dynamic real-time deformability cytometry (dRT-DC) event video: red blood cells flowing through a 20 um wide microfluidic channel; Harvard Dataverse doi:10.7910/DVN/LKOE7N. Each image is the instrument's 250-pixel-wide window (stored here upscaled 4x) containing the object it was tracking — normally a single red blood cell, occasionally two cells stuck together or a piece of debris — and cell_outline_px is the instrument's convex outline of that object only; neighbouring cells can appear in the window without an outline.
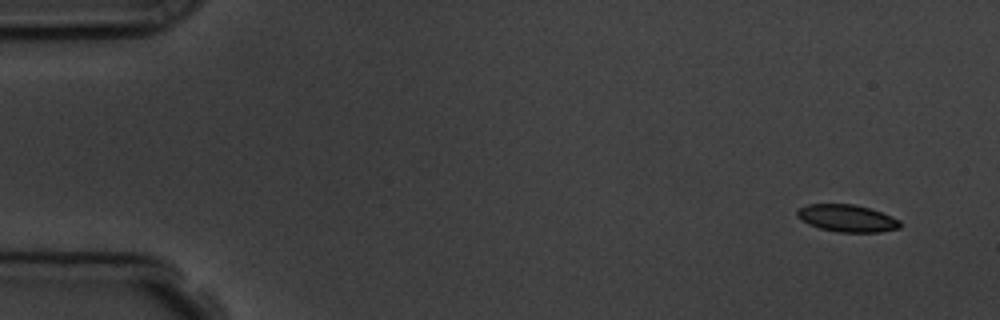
{"species": "common noctule bat (a hibernating species)", "species_latin": "Nyctalus noctula", "temperature_condition": "room temperature", "stored_images_in_passage": 5, "camera_frame_rate_fps": 3000, "um_per_image_px": 0.085, "animal": {"sex": "male", "body_mass_g": 19.5, "forearm_length_mm": 54.6}, "frame": {"image": 1, "passage_image": 1, "time_ms": 0.0, "image_size_px": [1000, 320], "cell_outline_px": [[900, 228], [880, 232], [836, 232], [820, 228], [808, 224], [796, 216], [796, 212], [800, 208], [808, 204], [856, 204], [892, 216], [900, 220]], "centroid_in_image_um": [72.0, 18.55], "position_along_channel_um": 13.0, "area_um2": 16.3}}
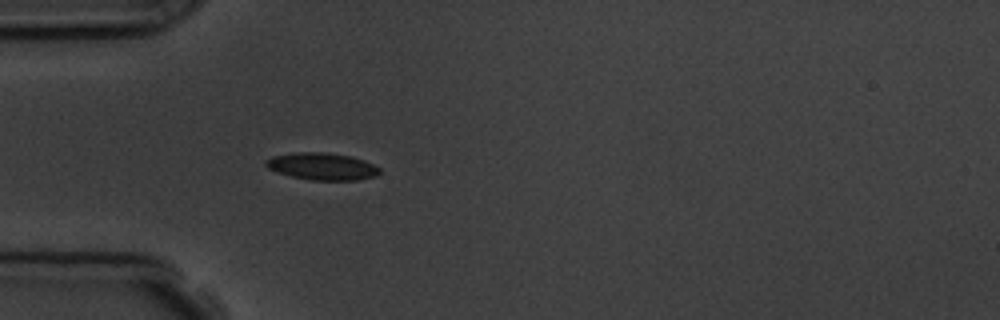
{"frame": {"image": 2, "passage_image": 5, "time_ms": 4.333, "image_size_px": [1000, 320], "cell_outline_px": [[380, 172], [376, 176], [356, 180], [312, 180], [292, 176], [268, 168], [264, 164], [264, 160], [272, 156], [296, 152], [324, 152], [352, 156], [364, 160], [380, 168]], "centroid_in_image_um": [27.38, 14.13], "position_along_channel_um": 57.6, "area_um2": 17.92}}